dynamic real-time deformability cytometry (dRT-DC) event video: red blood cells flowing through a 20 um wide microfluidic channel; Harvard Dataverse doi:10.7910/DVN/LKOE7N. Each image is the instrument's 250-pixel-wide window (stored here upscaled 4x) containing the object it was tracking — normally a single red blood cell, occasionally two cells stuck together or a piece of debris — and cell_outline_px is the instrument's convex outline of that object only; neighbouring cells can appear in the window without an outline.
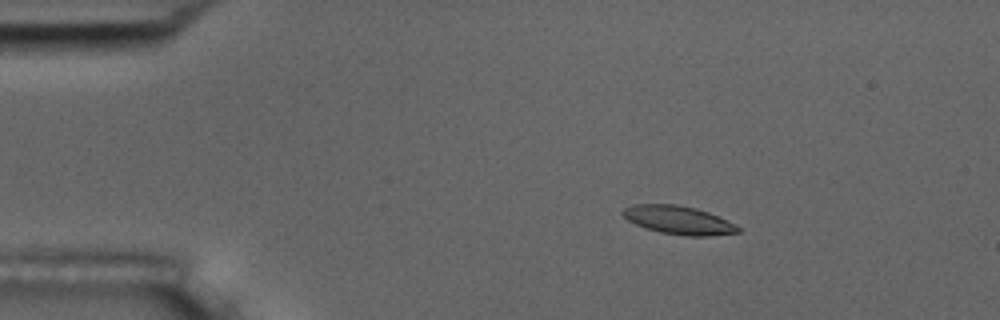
{"species": "common noctule bat (a hibernating species)", "species_latin": "Nyctalus noctula", "temperature_condition": "room temperature", "stored_images_in_passage": 54, "camera_frame_rate_fps": 3000, "um_per_image_px": 0.085, "animal": {"sex": "male", "body_mass_g": 17.5, "forearm_length_mm": 52.3}, "frame": {"image": 1, "passage_image": 7, "time_ms": 2.0, "image_size_px": [1000, 320], "cell_outline_px": [[740, 232], [708, 236], [688, 236], [660, 232], [636, 224], [628, 220], [620, 212], [624, 208], [632, 204], [676, 204], [696, 208], [708, 212], [736, 224], [740, 228]], "centroid_in_image_um": [57.68, 18.7], "position_along_channel_um": 27.3, "area_um2": 18.96}}
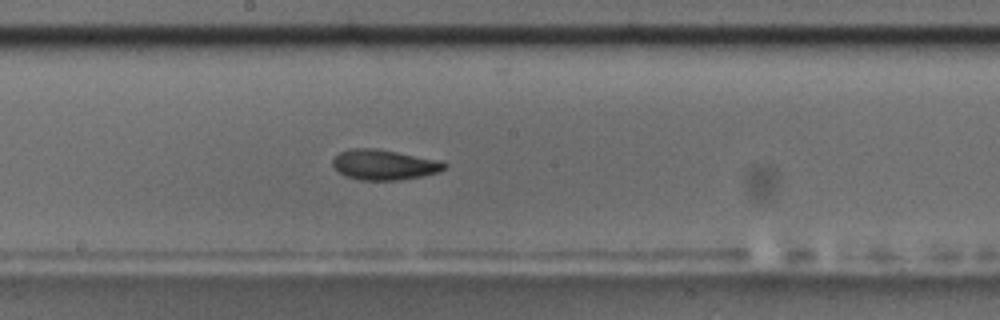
{"frame": {"image": 2, "passage_image": 28, "time_ms": 9.0, "image_size_px": [1000, 320], "cell_outline_px": [[448, 168], [440, 172], [400, 180], [360, 180], [344, 176], [332, 164], [332, 160], [340, 152], [348, 148], [376, 148], [440, 160], [448, 164]], "centroid_in_image_um": [32.67, 14.0], "position_along_channel_um": 215.5, "area_um2": 19.83}}
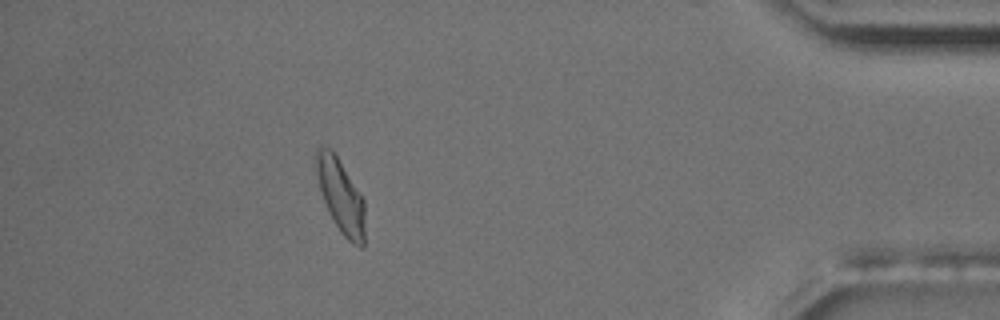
{"frame": {"image": 3, "passage_image": 48, "time_ms": 15.667, "image_size_px": [1000, 320], "cell_outline_px": [[364, 248], [360, 248], [352, 244], [340, 232], [324, 200], [320, 188], [312, 156], [316, 148], [320, 144], [332, 148], [364, 200]], "centroid_in_image_um": [28.93, 16.58], "position_along_channel_um": 406.3, "area_um2": 21.04}, "authors_computed_cell_mechanics": {"area_um2": 19.5364, "velocity_mm_per_s": 3.5912, "shape_relaxation_time_tau1_ms": 8.0253, "shape_relaxation_time_tau2_ms": 3.5353, "deformation_change_tau1": 0.1825, "deformation_change_tau2": 0.1024}}